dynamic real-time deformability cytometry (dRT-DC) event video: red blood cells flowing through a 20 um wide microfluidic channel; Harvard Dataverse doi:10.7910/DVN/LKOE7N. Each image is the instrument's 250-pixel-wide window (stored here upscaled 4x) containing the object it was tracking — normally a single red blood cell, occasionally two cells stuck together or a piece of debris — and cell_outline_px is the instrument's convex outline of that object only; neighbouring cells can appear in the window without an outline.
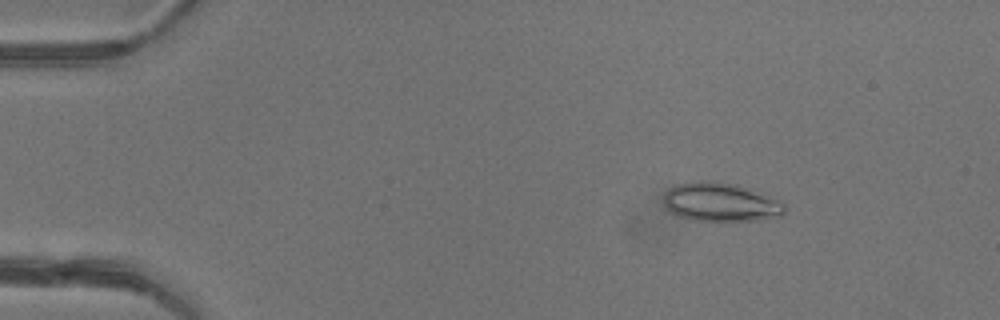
{"species": "common noctule bat (a hibernating species)", "species_latin": "Nyctalus noctula", "temperature_condition": "warm", "stored_images_in_passage": 49, "camera_frame_rate_fps": 3000, "um_per_image_px": 0.085, "animal": {"sex": "female"}, "frame": {"image": 1, "passage_image": 8, "time_ms": 2.333, "image_size_px": [1000, 320], "cell_outline_px": [[784, 212], [780, 216], [756, 220], [696, 220], [680, 216], [672, 212], [664, 204], [664, 192], [668, 188], [676, 184], [696, 180], [712, 180], [736, 184], [768, 196], [784, 204]], "centroid_in_image_um": [61.19, 17.15], "position_along_channel_um": 23.8, "area_um2": 26.99}}
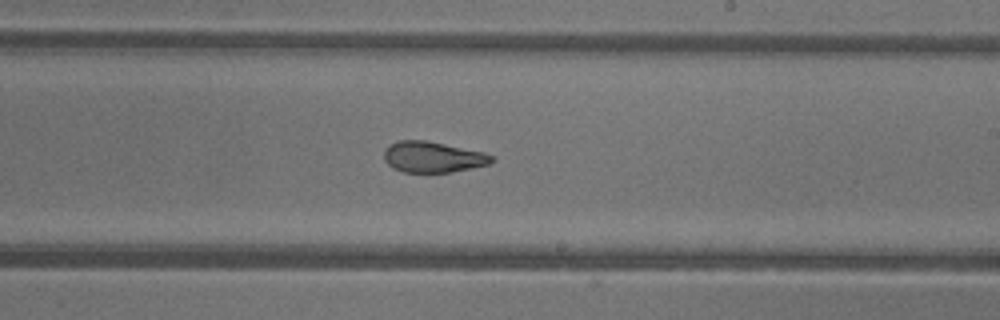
{"frame": {"image": 2, "passage_image": 30, "time_ms": 9.667, "image_size_px": [1000, 320], "cell_outline_px": [[496, 160], [492, 164], [452, 172], [404, 172], [392, 168], [384, 160], [384, 152], [388, 144], [400, 140], [424, 140], [484, 152], [492, 156]], "centroid_in_image_um": [36.8, 13.35], "position_along_channel_um": 252.2, "area_um2": 19.48}}
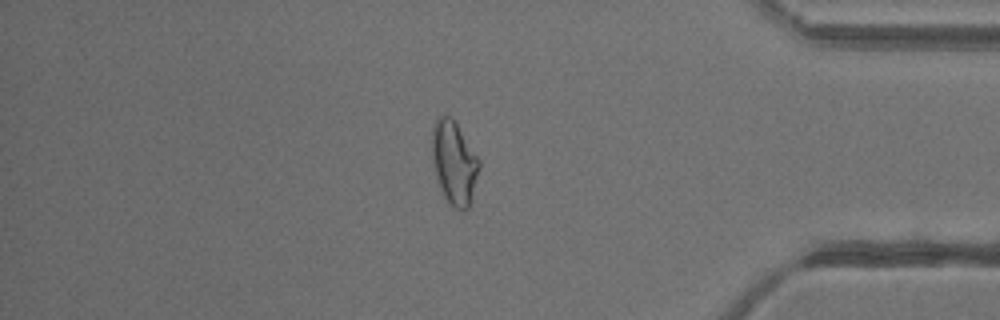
{"frame": {"image": 3, "passage_image": 42, "time_ms": 13.667, "image_size_px": [1000, 320], "cell_outline_px": [[480, 168], [472, 200], [468, 208], [456, 208], [448, 204], [436, 180], [432, 160], [432, 128], [436, 120], [440, 116], [448, 116], [456, 124], [480, 160]], "centroid_in_image_um": [38.6, 13.87], "position_along_channel_um": 396.6, "area_um2": 22.77}, "authors_computed_cell_mechanics": {"area_um2": 22.9466, "velocity_mm_per_s": 4.3259, "shape_relaxation_time_tau1_ms": null, "shape_relaxation_time_tau2_ms": 1.6371, "deformation_change_tau1": null, "deformation_change_tau2": 0.0908}}